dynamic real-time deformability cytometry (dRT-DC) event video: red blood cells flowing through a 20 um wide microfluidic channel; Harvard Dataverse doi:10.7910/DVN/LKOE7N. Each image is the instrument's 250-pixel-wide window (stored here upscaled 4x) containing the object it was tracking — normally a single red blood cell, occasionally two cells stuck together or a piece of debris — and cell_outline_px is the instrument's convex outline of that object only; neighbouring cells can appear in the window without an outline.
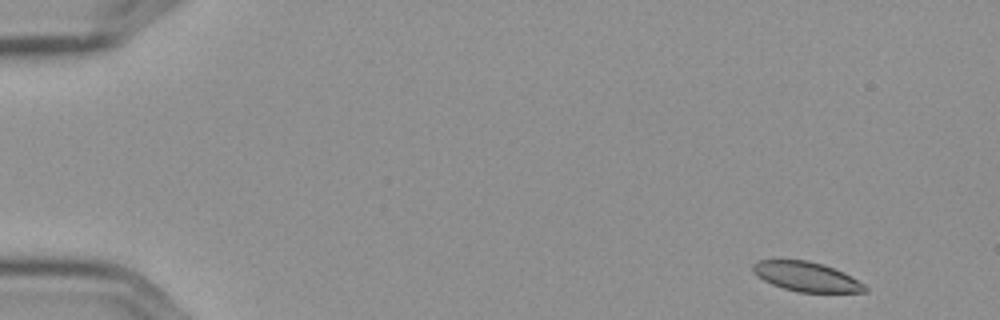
{"species": "Egyptian fruit bat (a non-hibernating species)", "species_latin": "Rousettus aegyptiacus", "temperature_condition": "cold", "stored_images_in_passage": 4, "camera_frame_rate_fps": 3000, "um_per_image_px": 0.085, "frame": {"image": 1, "passage_image": 1, "time_ms": 0.0, "image_size_px": [1000, 320], "cell_outline_px": [[868, 292], [796, 292], [772, 284], [764, 280], [752, 272], [752, 264], [760, 260], [808, 260], [844, 272], [864, 284], [868, 288]], "centroid_in_image_um": [68.54, 23.52], "position_along_channel_um": 16.5, "area_um2": 19.13}}
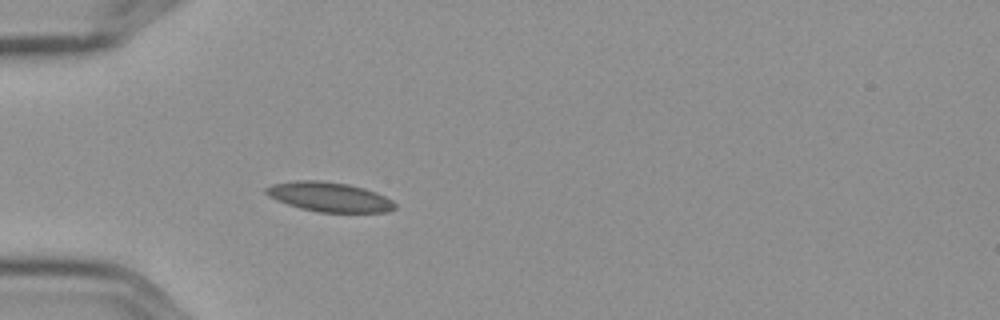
{"frame": {"image": 2, "passage_image": 4, "time_ms": 1.0, "image_size_px": [1000, 320], "cell_outline_px": [[396, 208], [388, 212], [320, 212], [300, 208], [276, 200], [268, 196], [264, 192], [264, 188], [272, 184], [296, 180], [320, 180], [348, 184], [364, 188], [376, 192], [392, 200], [396, 204]], "centroid_in_image_um": [27.98, 16.73], "position_along_channel_um": 57.0, "area_um2": 22.25}}